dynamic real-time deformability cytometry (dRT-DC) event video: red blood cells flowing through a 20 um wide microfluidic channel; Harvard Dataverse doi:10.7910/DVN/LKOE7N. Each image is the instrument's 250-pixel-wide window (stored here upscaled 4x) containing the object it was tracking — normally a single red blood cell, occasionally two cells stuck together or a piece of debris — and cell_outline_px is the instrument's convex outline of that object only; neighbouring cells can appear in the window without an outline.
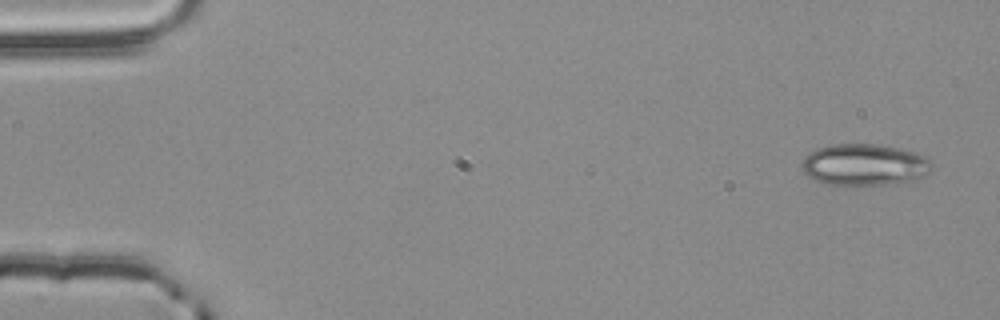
{"species": "common noctule bat (a hibernating species)", "species_latin": "Nyctalus noctula", "temperature_condition": "room temperature", "stored_images_in_passage": 4, "camera_frame_rate_fps": 3000, "um_per_image_px": 0.085, "animal": {"sex": "male", "body_mass_g": 20.4}, "frame": {"image": 1, "passage_image": 1, "time_ms": 0.0, "image_size_px": [1000, 320], "cell_outline_px": [[932, 164], [928, 172], [924, 176], [916, 180], [888, 184], [824, 184], [812, 180], [804, 172], [804, 160], [816, 148], [832, 144], [876, 144], [900, 148], [916, 152], [924, 156]], "centroid_in_image_um": [73.5, 14.0], "position_along_channel_um": 11.5, "area_um2": 31.21}}